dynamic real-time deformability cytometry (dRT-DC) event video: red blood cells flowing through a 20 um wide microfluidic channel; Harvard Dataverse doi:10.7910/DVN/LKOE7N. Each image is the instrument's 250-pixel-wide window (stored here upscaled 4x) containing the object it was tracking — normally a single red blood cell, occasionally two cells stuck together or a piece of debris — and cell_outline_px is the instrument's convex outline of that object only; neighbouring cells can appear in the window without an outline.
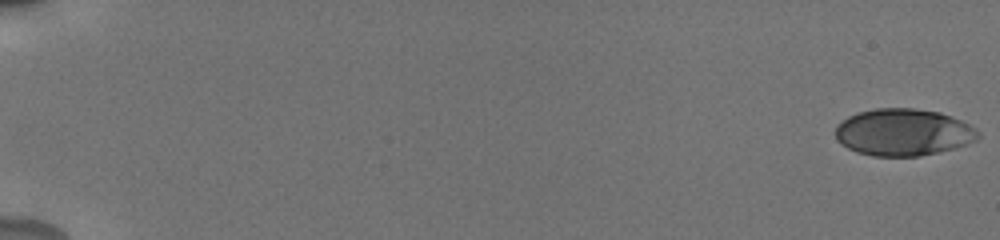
{"species": "human", "species_latin": "Homo sapiens", "temperature_condition": "cold", "stored_images_in_passage": 56, "camera_frame_rate_fps": 3000, "um_per_image_px": 0.085, "donor": {"sex": "male"}, "frame": {"image": 1, "passage_image": 1, "time_ms": 0.0, "image_size_px": [1000, 240], "cell_outline_px": [[980, 136], [976, 140], [956, 148], [920, 156], [872, 156], [856, 152], [840, 144], [836, 140], [836, 124], [848, 116], [860, 112], [876, 108], [912, 108], [940, 112], [952, 116], [976, 128], [980, 132]], "centroid_in_image_um": [76.78, 11.25], "position_along_channel_um": 8.2, "area_um2": 39.3}}
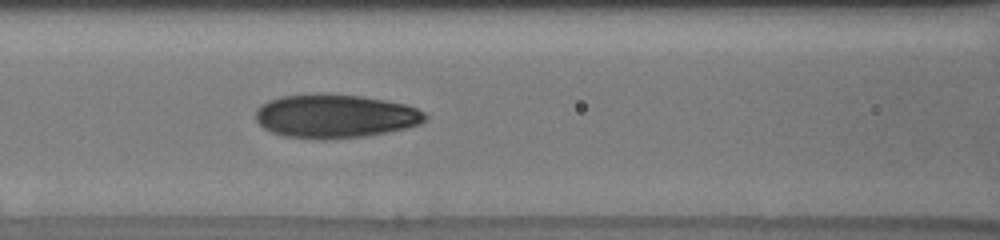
{"frame": {"image": 2, "passage_image": 27, "time_ms": 8.667, "image_size_px": [1000, 240], "cell_outline_px": [[428, 116], [420, 124], [408, 128], [388, 132], [364, 136], [324, 140], [320, 140], [284, 136], [272, 132], [264, 128], [256, 120], [256, 108], [260, 104], [268, 100], [280, 96], [316, 92], [320, 92], [360, 96], [384, 100], [404, 104], [416, 108], [424, 112]], "centroid_in_image_um": [28.45, 9.86], "position_along_channel_um": 138.1, "area_um2": 43.7}}
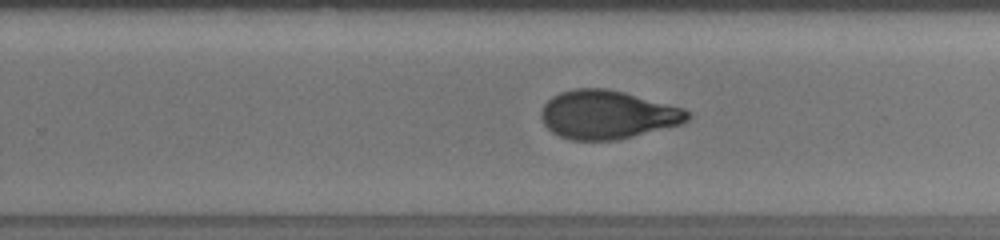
{"frame": {"image": 3, "passage_image": 38, "time_ms": 12.333, "image_size_px": [1000, 240], "cell_outline_px": [[692, 116], [688, 120], [680, 124], [616, 140], [572, 140], [560, 136], [552, 132], [544, 124], [540, 116], [540, 112], [544, 104], [552, 96], [560, 92], [576, 88], [608, 88], [624, 92], [684, 108], [692, 112]], "centroid_in_image_um": [51.63, 9.74], "position_along_channel_um": 278.2, "area_um2": 41.38}, "authors_computed_cell_mechanics": {"area_um2": 40.8357, "velocity_mm_per_s": 3.8357, "shape_relaxation_time_tau1_ms": 4.3394, "shape_relaxation_time_tau2_ms": 1.3645, "deformation_change_tau1": 0.1671, "deformation_change_tau2": 0.0733}}